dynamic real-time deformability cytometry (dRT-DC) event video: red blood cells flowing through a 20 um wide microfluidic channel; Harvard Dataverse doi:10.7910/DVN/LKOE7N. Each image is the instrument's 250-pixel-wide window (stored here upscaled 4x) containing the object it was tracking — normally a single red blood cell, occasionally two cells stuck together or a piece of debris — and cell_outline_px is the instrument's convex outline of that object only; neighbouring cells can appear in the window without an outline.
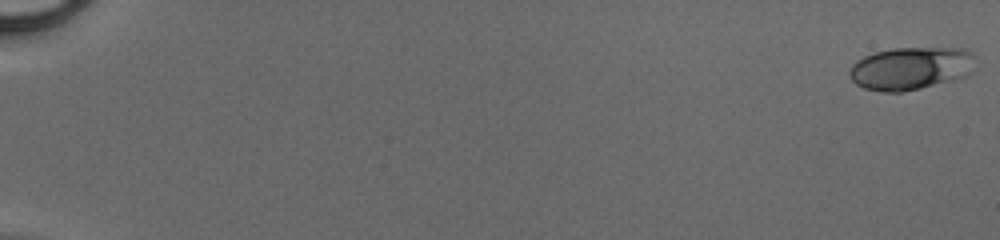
{"species": "human", "species_latin": "Homo sapiens", "temperature_condition": "cold", "stored_images_in_passage": 50, "camera_frame_rate_fps": 3000, "um_per_image_px": 0.085, "donor": {"sex": "male"}, "frame": {"image": 1, "passage_image": 1, "time_ms": 0.0, "image_size_px": [1000, 240], "cell_outline_px": [[976, 68], [968, 76], [920, 88], [900, 92], [880, 92], [864, 88], [856, 84], [852, 80], [848, 72], [852, 64], [856, 60], [864, 56], [876, 52], [892, 48], [964, 48], [972, 52], [976, 56]], "centroid_in_image_um": [77.46, 5.8], "position_along_channel_um": 7.5, "area_um2": 31.85}}
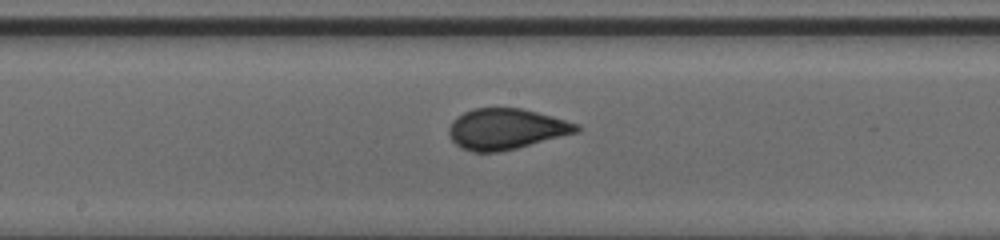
{"frame": {"image": 2, "passage_image": 29, "time_ms": 9.333, "image_size_px": [1000, 240], "cell_outline_px": [[580, 132], [500, 152], [472, 152], [460, 148], [452, 140], [448, 132], [448, 128], [452, 120], [456, 116], [472, 108], [520, 108], [552, 116], [580, 124]], "centroid_in_image_um": [43.01, 10.97], "position_along_channel_um": 205.2, "area_um2": 30.52}}
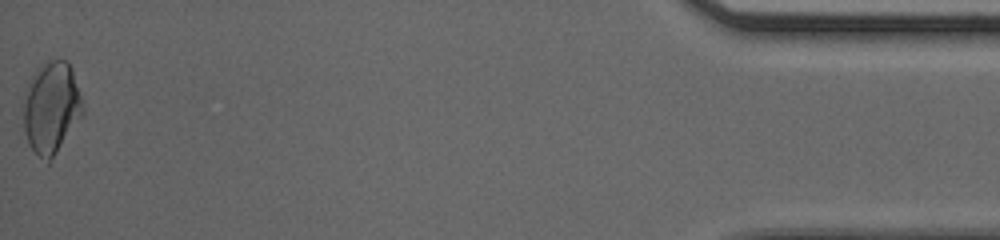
{"frame": {"image": 3, "passage_image": 50, "time_ms": 16.333, "image_size_px": [1000, 240], "cell_outline_px": [[84, 112], [52, 160], [48, 164], [28, 144], [24, 132], [24, 104], [28, 84], [36, 68], [48, 60], [68, 60], [72, 68], [84, 104]], "centroid_in_image_um": [4.38, 9.14], "position_along_channel_um": 430.8, "area_um2": 31.73}}